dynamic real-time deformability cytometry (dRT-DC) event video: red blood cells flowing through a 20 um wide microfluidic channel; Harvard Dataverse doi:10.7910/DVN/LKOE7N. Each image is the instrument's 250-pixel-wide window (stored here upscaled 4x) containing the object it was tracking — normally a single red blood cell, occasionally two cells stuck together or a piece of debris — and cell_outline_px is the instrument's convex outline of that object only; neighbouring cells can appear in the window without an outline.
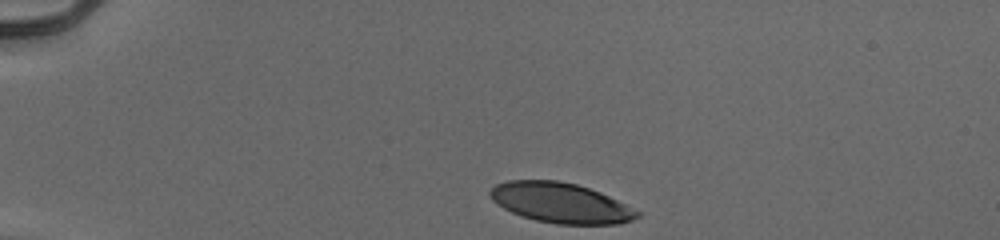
{"species": "human", "species_latin": "Homo sapiens", "temperature_condition": "cold", "stored_images_in_passage": 34, "camera_frame_rate_fps": 3000, "um_per_image_px": 0.085, "donor": {"sex": "male"}, "frame": {"image": 1, "passage_image": 1, "time_ms": 0.0, "image_size_px": [1000, 240], "cell_outline_px": [[640, 216], [632, 220], [620, 224], [556, 224], [536, 220], [512, 212], [496, 204], [492, 200], [488, 192], [496, 184], [508, 180], [556, 180], [576, 184], [600, 192], [640, 212]], "centroid_in_image_um": [47.63, 17.24], "position_along_channel_um": 37.4, "area_um2": 34.16}}
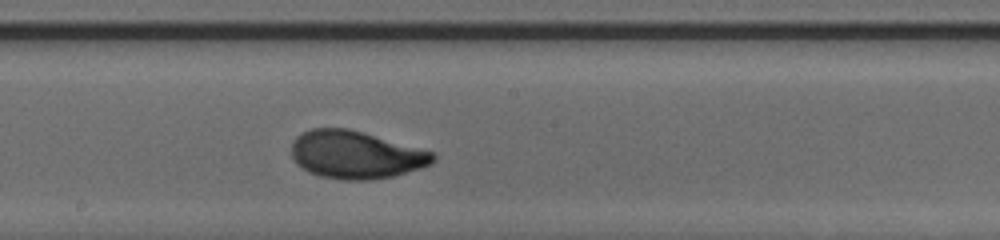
{"frame": {"image": 2, "passage_image": 20, "time_ms": 6.333, "image_size_px": [1000, 240], "cell_outline_px": [[436, 156], [432, 164], [420, 168], [392, 176], [372, 180], [344, 180], [320, 176], [308, 172], [296, 164], [292, 156], [292, 140], [296, 136], [312, 128], [348, 128], [364, 132], [432, 152]], "centroid_in_image_um": [30.2, 13.16], "position_along_channel_um": 218.0, "area_um2": 39.3}}
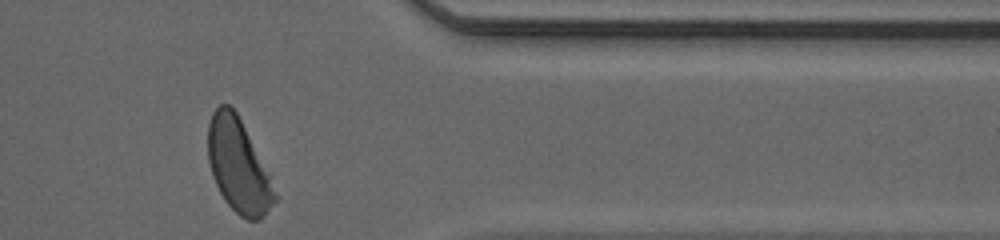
{"frame": {"image": 3, "passage_image": 34, "time_ms": 11.0, "image_size_px": [1000, 240], "cell_outline_px": [[280, 200], [260, 220], [248, 220], [240, 216], [224, 200], [212, 176], [208, 160], [208, 124], [212, 112], [220, 104], [228, 104], [236, 112], [280, 196]], "centroid_in_image_um": [20.28, 14.15], "position_along_channel_um": 391.1, "area_um2": 36.36}, "authors_computed_cell_mechanics": {"area_um2": 38.2058, "velocity_mm_per_s": 3.9229, "shape_relaxation_time_tau1_ms": 2.2706, "shape_relaxation_time_tau2_ms": null, "deformation_change_tau1": 0.1656, "deformation_change_tau2": null}}